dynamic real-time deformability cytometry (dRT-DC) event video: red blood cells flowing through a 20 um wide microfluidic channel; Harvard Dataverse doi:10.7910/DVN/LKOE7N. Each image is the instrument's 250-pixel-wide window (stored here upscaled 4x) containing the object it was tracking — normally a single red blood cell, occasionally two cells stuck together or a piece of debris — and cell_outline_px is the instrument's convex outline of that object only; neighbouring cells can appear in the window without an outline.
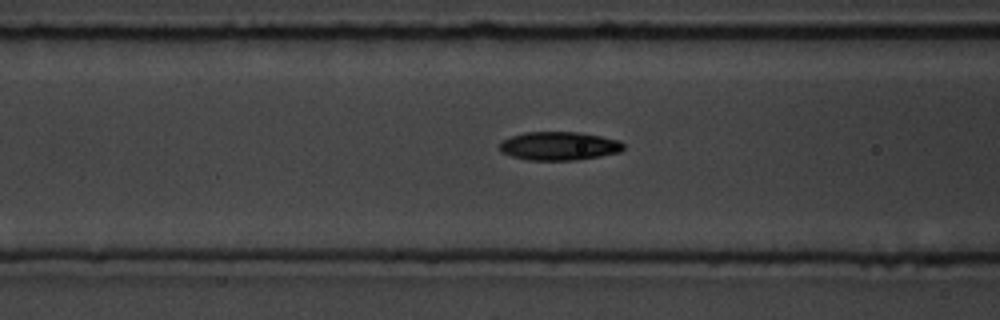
{"species": "common noctule bat (a hibernating species)", "species_latin": "Nyctalus noctula", "temperature_condition": "room temperature", "stored_images_in_passage": 10, "camera_frame_rate_fps": 3000, "um_per_image_px": 0.085, "animal": {"sex": "male", "body_mass_g": 19.5, "forearm_length_mm": 54.6}, "frame": {"image": 1, "passage_image": 7, "time_ms": 7.667, "image_size_px": [1000, 320], "cell_outline_px": [[624, 148], [620, 152], [600, 156], [576, 160], [528, 160], [512, 156], [500, 152], [500, 144], [504, 140], [512, 136], [524, 132], [576, 132], [600, 136], [620, 140], [624, 144]], "centroid_in_image_um": [47.54, 12.41], "position_along_channel_um": 119.1, "area_um2": 20.52}}
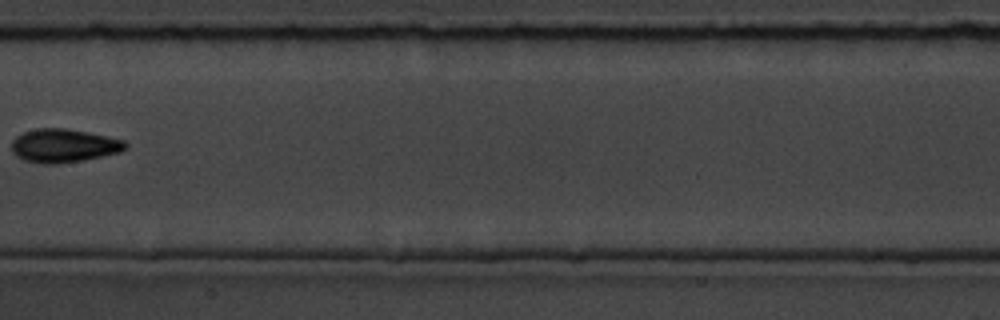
{"frame": {"image": 2, "passage_image": 9, "time_ms": 10.0, "image_size_px": [1000, 320], "cell_outline_px": [[128, 148], [120, 152], [84, 160], [56, 164], [44, 164], [24, 160], [16, 156], [12, 152], [12, 140], [16, 136], [24, 132], [36, 128], [64, 128], [88, 132], [124, 140], [128, 144]], "centroid_in_image_um": [5.42, 12.38], "position_along_channel_um": 202.0, "area_um2": 22.31}}